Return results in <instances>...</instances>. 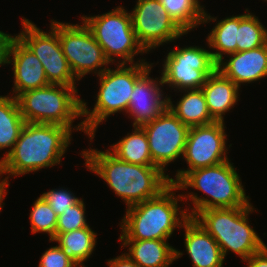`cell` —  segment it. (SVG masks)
I'll list each match as a JSON object with an SVG mask.
<instances>
[{
  "label": "cell",
  "instance_id": "obj_26",
  "mask_svg": "<svg viewBox=\"0 0 267 267\" xmlns=\"http://www.w3.org/2000/svg\"><path fill=\"white\" fill-rule=\"evenodd\" d=\"M169 16L185 32L202 25L205 7L200 0H160Z\"/></svg>",
  "mask_w": 267,
  "mask_h": 267
},
{
  "label": "cell",
  "instance_id": "obj_27",
  "mask_svg": "<svg viewBox=\"0 0 267 267\" xmlns=\"http://www.w3.org/2000/svg\"><path fill=\"white\" fill-rule=\"evenodd\" d=\"M239 14V28L236 35V52L247 51L267 44V29L248 8Z\"/></svg>",
  "mask_w": 267,
  "mask_h": 267
},
{
  "label": "cell",
  "instance_id": "obj_1",
  "mask_svg": "<svg viewBox=\"0 0 267 267\" xmlns=\"http://www.w3.org/2000/svg\"><path fill=\"white\" fill-rule=\"evenodd\" d=\"M84 165L100 177L126 204V208L158 196L171 183L169 174L157 166H143L120 160L109 149L89 147L81 151Z\"/></svg>",
  "mask_w": 267,
  "mask_h": 267
},
{
  "label": "cell",
  "instance_id": "obj_32",
  "mask_svg": "<svg viewBox=\"0 0 267 267\" xmlns=\"http://www.w3.org/2000/svg\"><path fill=\"white\" fill-rule=\"evenodd\" d=\"M14 37L15 35L0 30V67L8 62L9 48Z\"/></svg>",
  "mask_w": 267,
  "mask_h": 267
},
{
  "label": "cell",
  "instance_id": "obj_15",
  "mask_svg": "<svg viewBox=\"0 0 267 267\" xmlns=\"http://www.w3.org/2000/svg\"><path fill=\"white\" fill-rule=\"evenodd\" d=\"M152 65L135 83L127 116L133 120L132 126H139L151 122L168 107V93L165 95L162 77L155 79L150 75ZM165 96V97H164Z\"/></svg>",
  "mask_w": 267,
  "mask_h": 267
},
{
  "label": "cell",
  "instance_id": "obj_7",
  "mask_svg": "<svg viewBox=\"0 0 267 267\" xmlns=\"http://www.w3.org/2000/svg\"><path fill=\"white\" fill-rule=\"evenodd\" d=\"M252 204L201 210L193 217L216 240L224 259L233 252L243 261L266 246L248 221L258 211Z\"/></svg>",
  "mask_w": 267,
  "mask_h": 267
},
{
  "label": "cell",
  "instance_id": "obj_30",
  "mask_svg": "<svg viewBox=\"0 0 267 267\" xmlns=\"http://www.w3.org/2000/svg\"><path fill=\"white\" fill-rule=\"evenodd\" d=\"M59 216L69 207L78 203L82 198L76 197L71 190L67 188H54L40 195Z\"/></svg>",
  "mask_w": 267,
  "mask_h": 267
},
{
  "label": "cell",
  "instance_id": "obj_19",
  "mask_svg": "<svg viewBox=\"0 0 267 267\" xmlns=\"http://www.w3.org/2000/svg\"><path fill=\"white\" fill-rule=\"evenodd\" d=\"M121 248L139 267H169L183 252L174 248L168 240H120Z\"/></svg>",
  "mask_w": 267,
  "mask_h": 267
},
{
  "label": "cell",
  "instance_id": "obj_3",
  "mask_svg": "<svg viewBox=\"0 0 267 267\" xmlns=\"http://www.w3.org/2000/svg\"><path fill=\"white\" fill-rule=\"evenodd\" d=\"M233 164L228 160L218 165L189 171L176 184L178 191L185 192L191 188L206 195L200 197L195 192L181 193L185 203L189 200L190 204H193L192 208H184L189 217L193 218L201 210L236 208L251 203V198L246 195L241 177Z\"/></svg>",
  "mask_w": 267,
  "mask_h": 267
},
{
  "label": "cell",
  "instance_id": "obj_16",
  "mask_svg": "<svg viewBox=\"0 0 267 267\" xmlns=\"http://www.w3.org/2000/svg\"><path fill=\"white\" fill-rule=\"evenodd\" d=\"M12 65L13 87L11 96L16 98L19 94L49 85L41 61L16 35L13 38L7 66Z\"/></svg>",
  "mask_w": 267,
  "mask_h": 267
},
{
  "label": "cell",
  "instance_id": "obj_2",
  "mask_svg": "<svg viewBox=\"0 0 267 267\" xmlns=\"http://www.w3.org/2000/svg\"><path fill=\"white\" fill-rule=\"evenodd\" d=\"M72 137L67 127L26 122L11 152L0 162L1 184L10 186V177L60 165Z\"/></svg>",
  "mask_w": 267,
  "mask_h": 267
},
{
  "label": "cell",
  "instance_id": "obj_31",
  "mask_svg": "<svg viewBox=\"0 0 267 267\" xmlns=\"http://www.w3.org/2000/svg\"><path fill=\"white\" fill-rule=\"evenodd\" d=\"M38 267H79L57 244L47 248L39 259Z\"/></svg>",
  "mask_w": 267,
  "mask_h": 267
},
{
  "label": "cell",
  "instance_id": "obj_13",
  "mask_svg": "<svg viewBox=\"0 0 267 267\" xmlns=\"http://www.w3.org/2000/svg\"><path fill=\"white\" fill-rule=\"evenodd\" d=\"M130 15L137 40L148 53L160 45L187 36L169 16L160 0H137Z\"/></svg>",
  "mask_w": 267,
  "mask_h": 267
},
{
  "label": "cell",
  "instance_id": "obj_22",
  "mask_svg": "<svg viewBox=\"0 0 267 267\" xmlns=\"http://www.w3.org/2000/svg\"><path fill=\"white\" fill-rule=\"evenodd\" d=\"M216 22L206 37V44L211 49L213 60L218 63L226 55L236 52V35L239 28V15H232L217 20L205 10L202 24ZM224 55V57H223Z\"/></svg>",
  "mask_w": 267,
  "mask_h": 267
},
{
  "label": "cell",
  "instance_id": "obj_23",
  "mask_svg": "<svg viewBox=\"0 0 267 267\" xmlns=\"http://www.w3.org/2000/svg\"><path fill=\"white\" fill-rule=\"evenodd\" d=\"M109 150L122 161L143 166H154L148 138L142 127L133 126L132 132L110 145Z\"/></svg>",
  "mask_w": 267,
  "mask_h": 267
},
{
  "label": "cell",
  "instance_id": "obj_9",
  "mask_svg": "<svg viewBox=\"0 0 267 267\" xmlns=\"http://www.w3.org/2000/svg\"><path fill=\"white\" fill-rule=\"evenodd\" d=\"M49 25L58 33L63 53L78 81L90 73L98 76L112 65L83 21L71 24L51 19Z\"/></svg>",
  "mask_w": 267,
  "mask_h": 267
},
{
  "label": "cell",
  "instance_id": "obj_12",
  "mask_svg": "<svg viewBox=\"0 0 267 267\" xmlns=\"http://www.w3.org/2000/svg\"><path fill=\"white\" fill-rule=\"evenodd\" d=\"M22 30L16 36L41 61L46 78L50 84L76 86L77 79L72 73L63 53L58 33L50 26L43 31L29 19L21 17Z\"/></svg>",
  "mask_w": 267,
  "mask_h": 267
},
{
  "label": "cell",
  "instance_id": "obj_6",
  "mask_svg": "<svg viewBox=\"0 0 267 267\" xmlns=\"http://www.w3.org/2000/svg\"><path fill=\"white\" fill-rule=\"evenodd\" d=\"M115 65L114 69L109 67L96 76L99 79V91L94 108L90 110L87 102L82 100V117L85 118L81 121L90 137H95L98 126L111 115L125 112L126 116L135 83L154 63Z\"/></svg>",
  "mask_w": 267,
  "mask_h": 267
},
{
  "label": "cell",
  "instance_id": "obj_14",
  "mask_svg": "<svg viewBox=\"0 0 267 267\" xmlns=\"http://www.w3.org/2000/svg\"><path fill=\"white\" fill-rule=\"evenodd\" d=\"M141 127L147 135L154 166L166 174L169 163H174L183 156L189 127L168 108Z\"/></svg>",
  "mask_w": 267,
  "mask_h": 267
},
{
  "label": "cell",
  "instance_id": "obj_20",
  "mask_svg": "<svg viewBox=\"0 0 267 267\" xmlns=\"http://www.w3.org/2000/svg\"><path fill=\"white\" fill-rule=\"evenodd\" d=\"M202 92L215 122H225L224 116L235 107L239 100L240 88L219 70H215L202 86Z\"/></svg>",
  "mask_w": 267,
  "mask_h": 267
},
{
  "label": "cell",
  "instance_id": "obj_29",
  "mask_svg": "<svg viewBox=\"0 0 267 267\" xmlns=\"http://www.w3.org/2000/svg\"><path fill=\"white\" fill-rule=\"evenodd\" d=\"M82 198L78 203L69 207L66 211H63L61 215L58 216L57 227L55 238L60 233H66L73 230L89 227L90 224L87 223L85 203Z\"/></svg>",
  "mask_w": 267,
  "mask_h": 267
},
{
  "label": "cell",
  "instance_id": "obj_18",
  "mask_svg": "<svg viewBox=\"0 0 267 267\" xmlns=\"http://www.w3.org/2000/svg\"><path fill=\"white\" fill-rule=\"evenodd\" d=\"M184 246L193 267H223L224 257L216 240L192 217L181 226Z\"/></svg>",
  "mask_w": 267,
  "mask_h": 267
},
{
  "label": "cell",
  "instance_id": "obj_10",
  "mask_svg": "<svg viewBox=\"0 0 267 267\" xmlns=\"http://www.w3.org/2000/svg\"><path fill=\"white\" fill-rule=\"evenodd\" d=\"M174 45L162 60L163 85L174 92L201 89L207 78L217 69L211 51L202 46Z\"/></svg>",
  "mask_w": 267,
  "mask_h": 267
},
{
  "label": "cell",
  "instance_id": "obj_28",
  "mask_svg": "<svg viewBox=\"0 0 267 267\" xmlns=\"http://www.w3.org/2000/svg\"><path fill=\"white\" fill-rule=\"evenodd\" d=\"M30 211L31 233H47L49 240L55 239L58 215L50 205L40 196L32 205Z\"/></svg>",
  "mask_w": 267,
  "mask_h": 267
},
{
  "label": "cell",
  "instance_id": "obj_34",
  "mask_svg": "<svg viewBox=\"0 0 267 267\" xmlns=\"http://www.w3.org/2000/svg\"><path fill=\"white\" fill-rule=\"evenodd\" d=\"M109 267H139L133 260H131L125 253L109 259L107 261Z\"/></svg>",
  "mask_w": 267,
  "mask_h": 267
},
{
  "label": "cell",
  "instance_id": "obj_24",
  "mask_svg": "<svg viewBox=\"0 0 267 267\" xmlns=\"http://www.w3.org/2000/svg\"><path fill=\"white\" fill-rule=\"evenodd\" d=\"M79 267H86L84 262L91 257L97 244V233L89 226L66 233H60L53 241Z\"/></svg>",
  "mask_w": 267,
  "mask_h": 267
},
{
  "label": "cell",
  "instance_id": "obj_33",
  "mask_svg": "<svg viewBox=\"0 0 267 267\" xmlns=\"http://www.w3.org/2000/svg\"><path fill=\"white\" fill-rule=\"evenodd\" d=\"M241 262H246L247 267H267V245L259 252L254 253L248 259Z\"/></svg>",
  "mask_w": 267,
  "mask_h": 267
},
{
  "label": "cell",
  "instance_id": "obj_17",
  "mask_svg": "<svg viewBox=\"0 0 267 267\" xmlns=\"http://www.w3.org/2000/svg\"><path fill=\"white\" fill-rule=\"evenodd\" d=\"M229 59L217 63L225 77L232 80L239 88L267 77V44L255 49L228 54ZM245 83V84H244Z\"/></svg>",
  "mask_w": 267,
  "mask_h": 267
},
{
  "label": "cell",
  "instance_id": "obj_25",
  "mask_svg": "<svg viewBox=\"0 0 267 267\" xmlns=\"http://www.w3.org/2000/svg\"><path fill=\"white\" fill-rule=\"evenodd\" d=\"M25 123L16 98L0 95V150L7 148L0 162L11 152Z\"/></svg>",
  "mask_w": 267,
  "mask_h": 267
},
{
  "label": "cell",
  "instance_id": "obj_21",
  "mask_svg": "<svg viewBox=\"0 0 267 267\" xmlns=\"http://www.w3.org/2000/svg\"><path fill=\"white\" fill-rule=\"evenodd\" d=\"M181 98L174 104L168 95V109L189 128L214 123L211 118L202 89L178 91ZM183 93V95H182Z\"/></svg>",
  "mask_w": 267,
  "mask_h": 267
},
{
  "label": "cell",
  "instance_id": "obj_5",
  "mask_svg": "<svg viewBox=\"0 0 267 267\" xmlns=\"http://www.w3.org/2000/svg\"><path fill=\"white\" fill-rule=\"evenodd\" d=\"M77 86L49 84L47 86L25 91L16 97L21 115L25 122L39 124H55L69 128L71 131H82L90 137L81 121L73 123L82 117V99Z\"/></svg>",
  "mask_w": 267,
  "mask_h": 267
},
{
  "label": "cell",
  "instance_id": "obj_35",
  "mask_svg": "<svg viewBox=\"0 0 267 267\" xmlns=\"http://www.w3.org/2000/svg\"><path fill=\"white\" fill-rule=\"evenodd\" d=\"M8 185L0 184V213L5 203L3 202L8 193Z\"/></svg>",
  "mask_w": 267,
  "mask_h": 267
},
{
  "label": "cell",
  "instance_id": "obj_8",
  "mask_svg": "<svg viewBox=\"0 0 267 267\" xmlns=\"http://www.w3.org/2000/svg\"><path fill=\"white\" fill-rule=\"evenodd\" d=\"M124 7L117 6L101 15H82L81 21L91 30L111 64L147 62L144 58L137 61L134 59L138 54L143 55L148 52L138 42L132 27L130 11Z\"/></svg>",
  "mask_w": 267,
  "mask_h": 267
},
{
  "label": "cell",
  "instance_id": "obj_11",
  "mask_svg": "<svg viewBox=\"0 0 267 267\" xmlns=\"http://www.w3.org/2000/svg\"><path fill=\"white\" fill-rule=\"evenodd\" d=\"M225 122H214L208 125L189 128L182 160L187 168L178 169L175 178L169 176L171 184H177L189 171L218 165L230 160L228 157Z\"/></svg>",
  "mask_w": 267,
  "mask_h": 267
},
{
  "label": "cell",
  "instance_id": "obj_4",
  "mask_svg": "<svg viewBox=\"0 0 267 267\" xmlns=\"http://www.w3.org/2000/svg\"><path fill=\"white\" fill-rule=\"evenodd\" d=\"M170 184L158 196L126 208L120 221L119 240H168L189 218L179 207L182 195Z\"/></svg>",
  "mask_w": 267,
  "mask_h": 267
}]
</instances>
